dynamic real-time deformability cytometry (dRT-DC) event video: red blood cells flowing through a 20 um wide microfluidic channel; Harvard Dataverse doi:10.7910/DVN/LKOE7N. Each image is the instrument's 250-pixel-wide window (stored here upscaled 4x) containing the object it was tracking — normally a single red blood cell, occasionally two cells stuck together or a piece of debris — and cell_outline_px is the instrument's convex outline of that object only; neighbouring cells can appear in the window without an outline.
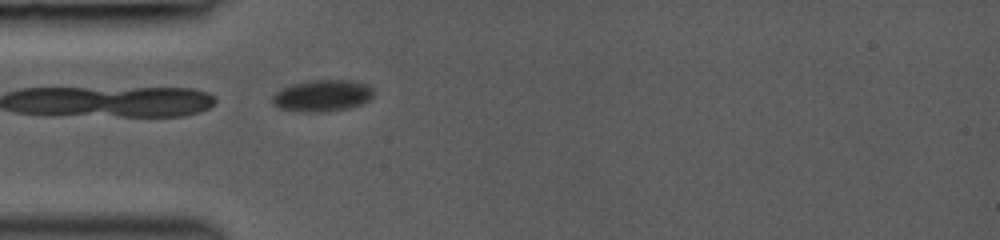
{"species": "common noctule bat (a hibernating species)", "species_latin": "Nyctalus noctula", "temperature_condition": "room temperature", "stored_images_in_passage": 12, "camera_frame_rate_fps": 3000, "um_per_image_px": 0.085, "animal": {"sex": "female", "body_mass_g": 19.0, "forearm_length_mm": 53.3}, "frame": {"image": 1, "passage_image": 12, "time_ms": 3.667, "image_size_px": [1000, 240], "cell_outline_px": [[372, 96], [364, 104], [352, 108], [324, 112], [304, 112], [280, 108], [272, 104], [272, 96], [280, 88], [292, 84], [312, 80], [352, 80], [368, 84], [372, 88]], "centroid_in_image_um": [27.41, 8.13], "position_along_channel_um": 57.6, "area_um2": 18.9}}